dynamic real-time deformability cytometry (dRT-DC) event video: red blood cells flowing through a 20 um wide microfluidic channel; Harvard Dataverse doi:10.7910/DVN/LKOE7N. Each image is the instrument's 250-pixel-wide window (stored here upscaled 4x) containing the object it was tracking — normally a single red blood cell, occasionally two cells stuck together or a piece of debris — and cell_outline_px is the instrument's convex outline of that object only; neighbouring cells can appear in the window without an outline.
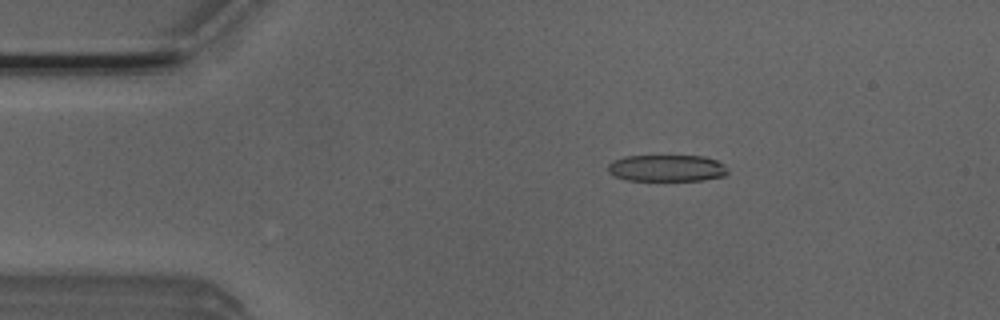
{"species": "Egyptian fruit bat (a non-hibernating species)", "species_latin": "Rousettus aegyptiacus", "temperature_condition": "room temperature", "stored_images_in_passage": 45, "camera_frame_rate_fps": 3000, "um_per_image_px": 0.085, "animal": {"sex": "male"}, "frame": {"image": 1, "passage_image": 3, "time_ms": 0.667, "image_size_px": [1000, 320], "cell_outline_px": [[728, 172], [724, 176], [700, 180], [628, 180], [616, 176], [608, 172], [608, 164], [624, 156], [704, 156], [716, 160], [724, 164]], "centroid_in_image_um": [56.69, 14.28], "position_along_channel_um": 28.3, "area_um2": 18.44}}
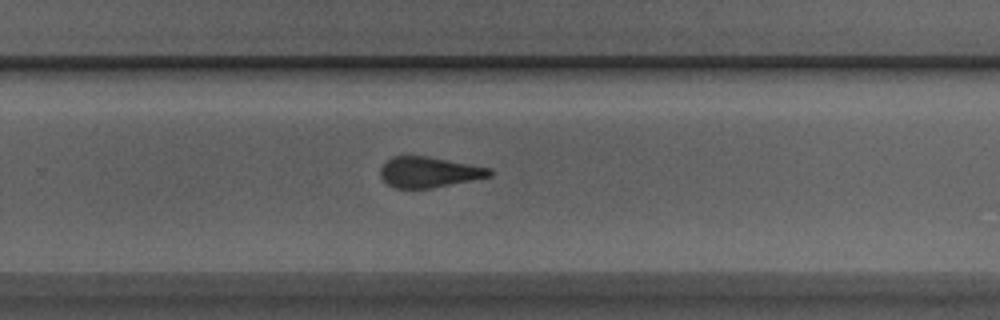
{"frame": {"image": 2, "passage_image": 27, "time_ms": 8.667, "image_size_px": [1000, 320], "cell_outline_px": [[492, 176], [432, 188], [396, 188], [388, 184], [380, 176], [380, 168], [392, 156], [428, 156], [488, 168], [492, 172]], "centroid_in_image_um": [36.43, 14.63], "position_along_channel_um": 293.4, "area_um2": 19.19}}
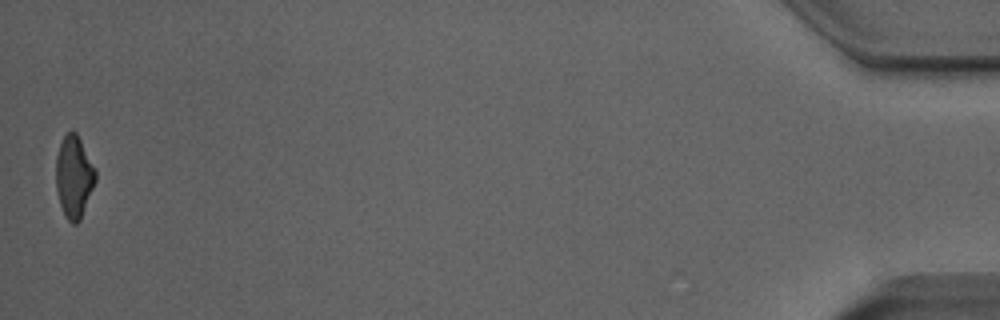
{"frame": {"image": 3, "passage_image": 45, "time_ms": 14.667, "image_size_px": [1000, 320], "cell_outline_px": [[96, 180], [80, 220], [76, 224], [72, 224], [64, 216], [60, 204], [56, 188], [56, 156], [60, 144], [64, 136], [68, 132], [76, 132], [96, 168]], "centroid_in_image_um": [6.29, 15.04], "position_along_channel_um": 428.9, "area_um2": 18.9}, "authors_computed_cell_mechanics": {"area_um2": 20.1144, "velocity_mm_per_s": 3.9596, "shape_relaxation_time_tau1_ms": null, "shape_relaxation_time_tau2_ms": 2.0381, "deformation_change_tau1": null, "deformation_change_tau2": 0.106}}